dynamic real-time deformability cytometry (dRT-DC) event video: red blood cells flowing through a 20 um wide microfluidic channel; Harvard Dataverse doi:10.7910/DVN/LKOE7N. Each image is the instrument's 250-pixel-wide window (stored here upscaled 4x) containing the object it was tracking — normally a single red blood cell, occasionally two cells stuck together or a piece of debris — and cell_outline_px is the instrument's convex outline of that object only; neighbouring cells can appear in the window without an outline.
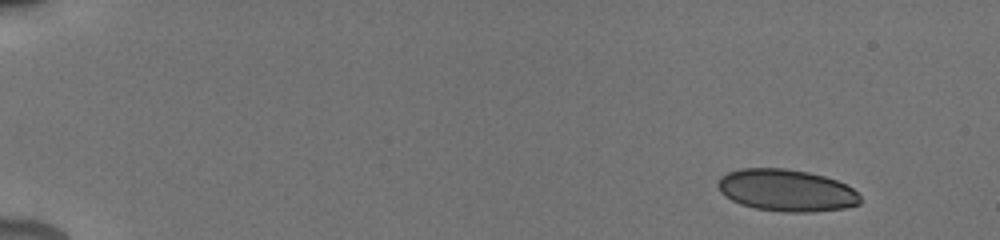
{"species": "human", "species_latin": "Homo sapiens", "temperature_condition": "cold", "stored_images_in_passage": 11, "camera_frame_rate_fps": 3000, "um_per_image_px": 0.085, "donor": {"sex": "male"}, "frame": {"image": 1, "passage_image": 1, "time_ms": 0.0, "image_size_px": [1000, 240], "cell_outline_px": [[860, 204], [844, 208], [808, 212], [784, 212], [756, 208], [740, 204], [724, 196], [720, 192], [716, 184], [720, 176], [728, 172], [740, 168], [784, 168], [808, 172], [824, 176], [836, 180], [852, 188], [860, 196]], "centroid_in_image_um": [66.8, 16.17], "position_along_channel_um": 18.2, "area_um2": 34.85}}
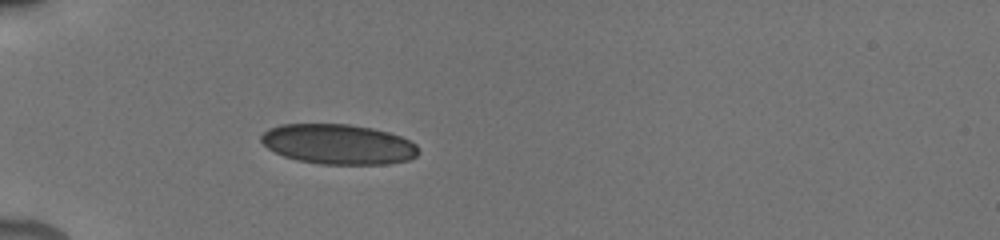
{"frame": {"image": 2, "passage_image": 6, "time_ms": 4.333, "image_size_px": [1000, 240], "cell_outline_px": [[420, 152], [416, 156], [408, 160], [388, 164], [320, 164], [296, 160], [284, 156], [268, 148], [260, 140], [260, 136], [268, 128], [280, 124], [348, 124], [372, 128], [388, 132], [400, 136], [416, 144]], "centroid_in_image_um": [28.75, 12.26], "position_along_channel_um": 56.3, "area_um2": 36.82}}
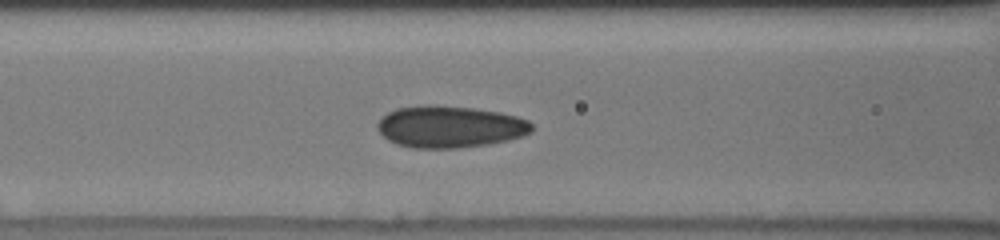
{"frame": {"image": 3, "passage_image": 9, "time_ms": 6.667, "image_size_px": [1000, 240], "cell_outline_px": [[532, 132], [524, 136], [508, 140], [488, 144], [456, 148], [412, 148], [396, 144], [388, 140], [376, 128], [376, 124], [388, 112], [396, 108], [428, 104], [436, 104], [472, 108], [500, 112], [516, 116], [528, 120], [532, 124]], "centroid_in_image_um": [38.24, 10.77], "position_along_channel_um": 128.4, "area_um2": 37.86}}